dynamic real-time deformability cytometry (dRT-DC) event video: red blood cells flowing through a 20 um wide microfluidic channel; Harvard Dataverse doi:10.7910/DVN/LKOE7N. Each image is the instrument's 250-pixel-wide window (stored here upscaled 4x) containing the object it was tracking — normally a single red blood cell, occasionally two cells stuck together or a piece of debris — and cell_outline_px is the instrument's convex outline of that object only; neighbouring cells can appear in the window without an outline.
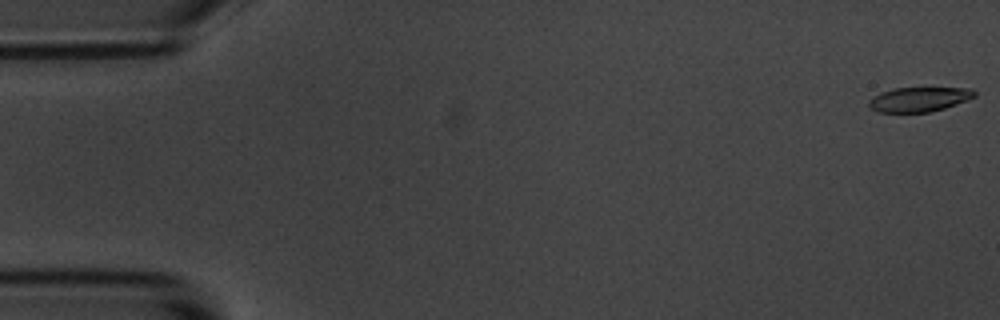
{"species": "common noctule bat (a hibernating species)", "species_latin": "Nyctalus noctula", "temperature_condition": "room temperature", "stored_images_in_passage": 55, "camera_frame_rate_fps": 3000, "um_per_image_px": 0.085, "animal": {"sex": "male", "body_mass_g": 20.1, "forearm_length_mm": 53.5}, "frame": {"image": 1, "passage_image": 1, "time_ms": 0.0, "image_size_px": [1000, 320], "cell_outline_px": [[976, 96], [968, 100], [944, 108], [928, 112], [880, 112], [872, 108], [868, 104], [868, 100], [880, 92], [892, 88], [972, 88], [976, 92]], "centroid_in_image_um": [78.13, 8.43], "position_along_channel_um": 6.9, "area_um2": 15.09}}
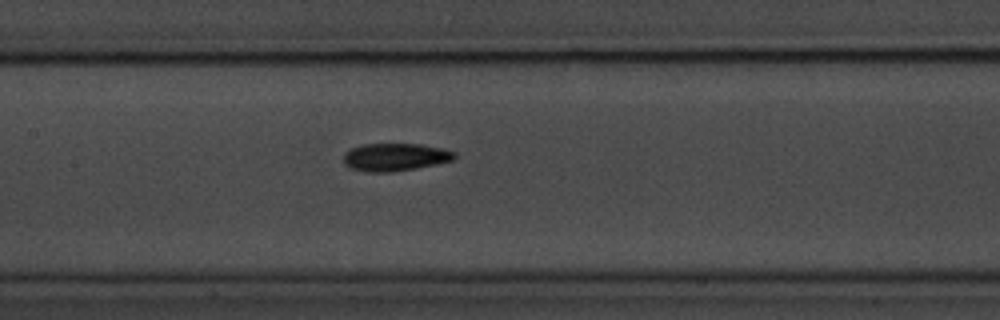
{"frame": {"image": 2, "passage_image": 26, "time_ms": 8.333, "image_size_px": [1000, 320], "cell_outline_px": [[456, 156], [452, 160], [436, 164], [416, 168], [392, 172], [368, 172], [352, 168], [344, 164], [344, 152], [352, 148], [364, 144], [420, 144], [444, 148], [456, 152]], "centroid_in_image_um": [33.6, 13.35], "position_along_channel_um": 173.8, "area_um2": 17.92}}
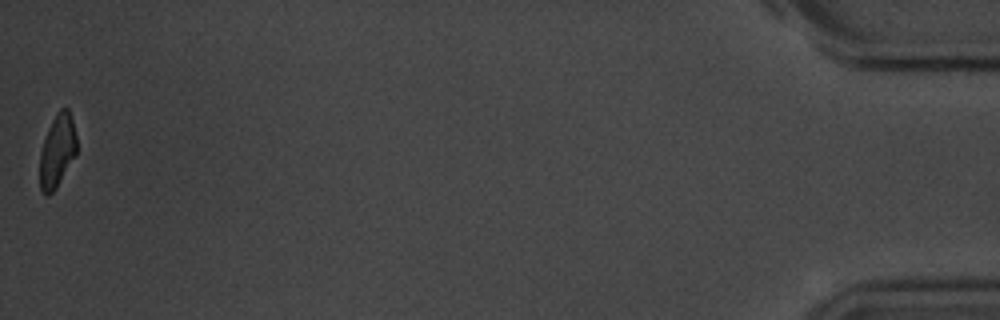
{"frame": {"image": 3, "passage_image": 55, "time_ms": 18.0, "image_size_px": [1000, 320], "cell_outline_px": [[76, 152], [56, 188], [48, 196], [44, 196], [40, 188], [40, 152], [48, 128], [56, 112], [60, 108], [68, 108], [72, 120], [76, 136]], "centroid_in_image_um": [4.84, 12.82], "position_along_channel_um": 430.4, "area_um2": 15.43}, "authors_computed_cell_mechanics": {"area_um2": 16.9932, "velocity_mm_per_s": 3.6652, "shape_relaxation_time_tau1_ms": 3.8053, "shape_relaxation_time_tau2_ms": null, "deformation_change_tau1": 0.1426, "deformation_change_tau2": null}}